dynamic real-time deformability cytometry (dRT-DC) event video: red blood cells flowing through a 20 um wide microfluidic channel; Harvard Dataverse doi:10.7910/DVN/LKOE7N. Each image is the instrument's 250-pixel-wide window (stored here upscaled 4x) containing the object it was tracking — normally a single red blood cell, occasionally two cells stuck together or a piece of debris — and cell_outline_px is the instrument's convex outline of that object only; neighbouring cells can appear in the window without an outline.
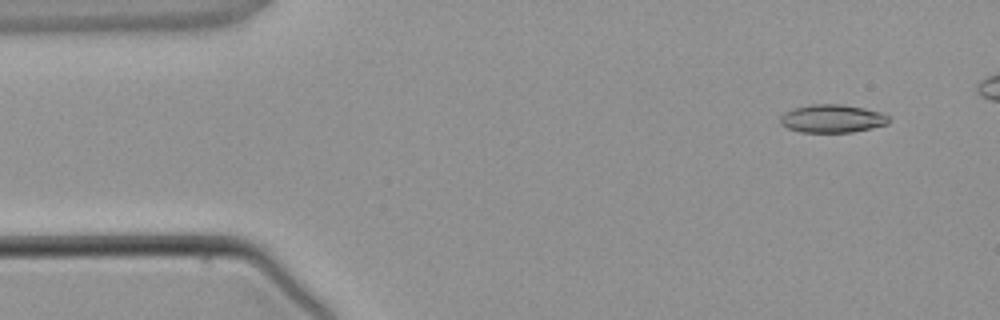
{"species": "common noctule bat (a hibernating species)", "species_latin": "Nyctalus noctula", "temperature_condition": "warm", "stored_images_in_passage": 4, "camera_frame_rate_fps": 3000, "um_per_image_px": 0.085, "animal": {"sex": "male", "body_mass_g": 21.5, "forearm_length_mm": 52.0}, "frame": {"image": 1, "passage_image": 1, "time_ms": 0.0, "image_size_px": [1000, 320], "cell_outline_px": [[892, 120], [888, 124], [872, 128], [852, 132], [800, 132], [788, 128], [780, 124], [780, 116], [784, 112], [792, 108], [812, 104], [840, 104], [864, 108], [880, 112], [888, 116]], "centroid_in_image_um": [70.73, 10.08], "position_along_channel_um": 14.3, "area_um2": 17.92}}